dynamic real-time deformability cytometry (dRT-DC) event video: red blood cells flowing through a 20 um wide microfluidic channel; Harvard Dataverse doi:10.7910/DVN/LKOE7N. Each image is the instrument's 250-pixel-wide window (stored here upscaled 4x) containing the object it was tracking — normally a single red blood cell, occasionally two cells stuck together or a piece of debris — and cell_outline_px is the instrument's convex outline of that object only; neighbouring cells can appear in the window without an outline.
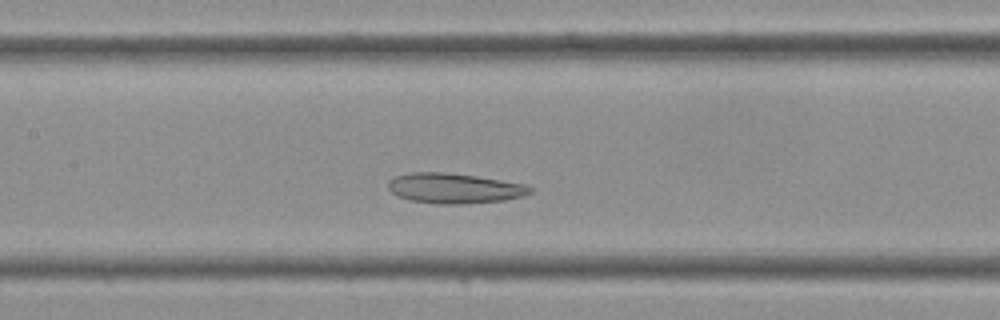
{"species": "Egyptian fruit bat (a non-hibernating species)", "species_latin": "Rousettus aegyptiacus", "temperature_condition": "cold", "stored_images_in_passage": 37, "camera_frame_rate_fps": 3000, "um_per_image_px": 0.085, "frame": {"image": 1, "passage_image": 14, "time_ms": 4.333, "image_size_px": [1000, 320], "cell_outline_px": [[532, 192], [524, 196], [504, 200], [464, 204], [436, 204], [408, 200], [396, 196], [388, 188], [388, 180], [396, 176], [412, 172], [448, 172], [476, 176], [524, 184], [532, 188]], "centroid_in_image_um": [38.58, 16.01], "position_along_channel_um": 168.8, "area_um2": 25.09}}
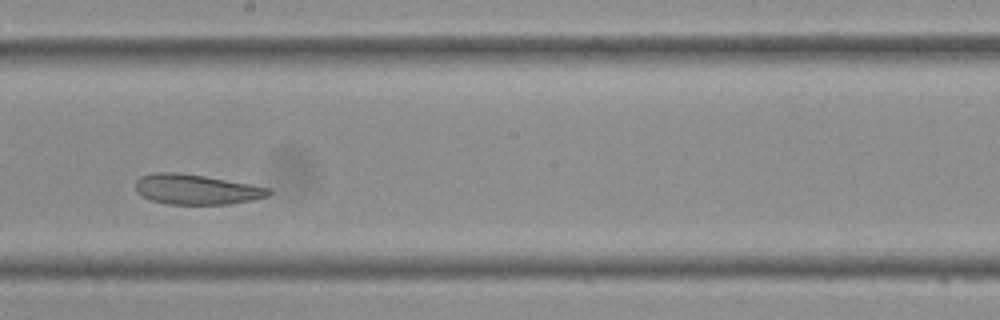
{"frame": {"image": 2, "passage_image": 18, "time_ms": 5.667, "image_size_px": [1000, 320], "cell_outline_px": [[272, 192], [268, 196], [252, 200], [228, 204], [168, 204], [152, 200], [136, 192], [136, 180], [140, 176], [156, 172], [176, 172], [204, 176], [252, 184], [268, 188]], "centroid_in_image_um": [16.68, 16.09], "position_along_channel_um": 231.5, "area_um2": 23.24}}
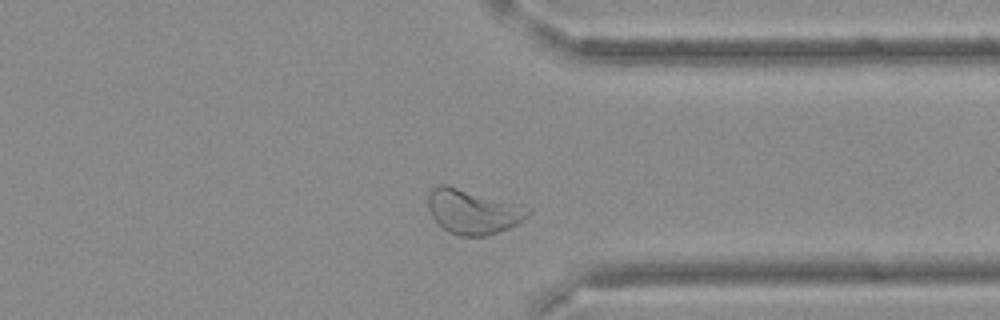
{"frame": {"image": 3, "passage_image": 27, "time_ms": 8.667, "image_size_px": [1000, 320], "cell_outline_px": [[532, 212], [524, 220], [508, 228], [488, 236], [460, 236], [448, 232], [432, 216], [428, 208], [428, 192], [432, 188], [440, 184], [444, 184], [524, 204], [532, 208]], "centroid_in_image_um": [40.25, 17.97], "position_along_channel_um": 371.1, "area_um2": 26.36}}